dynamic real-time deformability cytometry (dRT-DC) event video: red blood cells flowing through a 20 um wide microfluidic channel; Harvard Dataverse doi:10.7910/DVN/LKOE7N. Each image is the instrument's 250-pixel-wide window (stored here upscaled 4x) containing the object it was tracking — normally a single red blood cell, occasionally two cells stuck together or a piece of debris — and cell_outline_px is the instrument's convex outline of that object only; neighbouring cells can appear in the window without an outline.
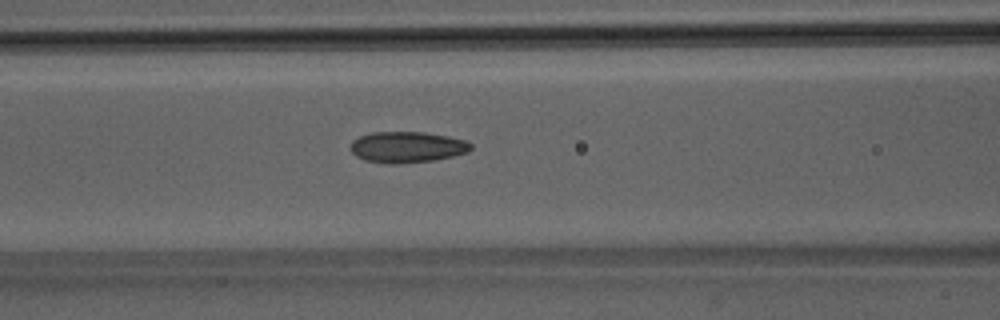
{"species": "Egyptian fruit bat (a non-hibernating species)", "species_latin": "Rousettus aegyptiacus", "temperature_condition": "room temperature", "stored_images_in_passage": 45, "camera_frame_rate_fps": 3000, "um_per_image_px": 0.085, "animal": {"sex": "male"}, "frame": {"image": 1, "passage_image": 16, "time_ms": 5.0, "image_size_px": [1000, 320], "cell_outline_px": [[472, 148], [468, 152], [452, 156], [432, 160], [396, 164], [388, 164], [364, 160], [356, 156], [352, 152], [352, 140], [360, 136], [372, 132], [424, 132], [448, 136], [464, 140], [472, 144]], "centroid_in_image_um": [34.6, 12.5], "position_along_channel_um": 132.0, "area_um2": 21.68}}
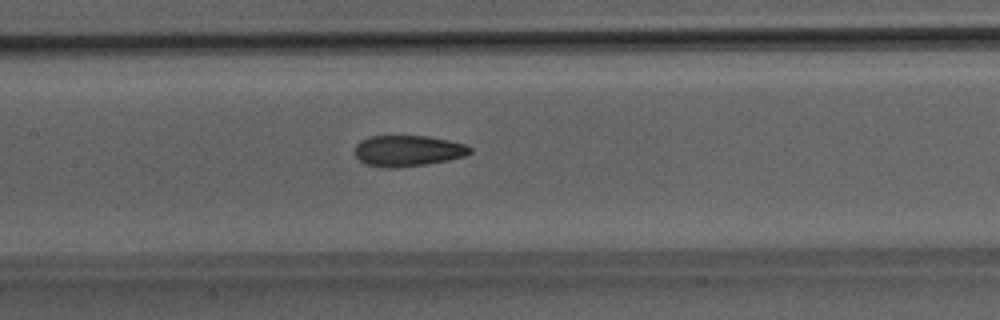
{"frame": {"image": 2, "passage_image": 19, "time_ms": 6.0, "image_size_px": [1000, 320], "cell_outline_px": [[472, 152], [464, 156], [448, 160], [424, 164], [396, 168], [384, 168], [364, 164], [356, 156], [356, 144], [360, 140], [368, 136], [428, 136], [448, 140], [464, 144], [472, 148]], "centroid_in_image_um": [34.65, 12.82], "position_along_channel_um": 172.8, "area_um2": 20.81}}
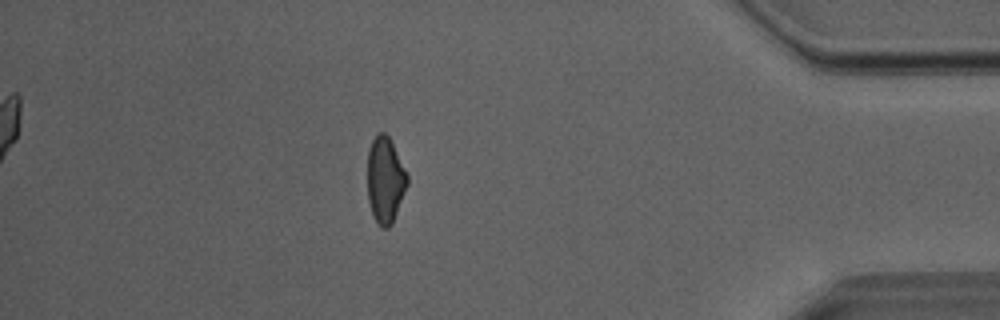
{"frame": {"image": 3, "passage_image": 39, "time_ms": 12.667, "image_size_px": [1000, 320], "cell_outline_px": [[408, 184], [392, 224], [388, 228], [384, 228], [372, 216], [368, 200], [368, 148], [376, 132], [384, 132], [388, 136], [408, 176]], "centroid_in_image_um": [32.73, 15.29], "position_along_channel_um": 402.5, "area_um2": 19.83}, "authors_computed_cell_mechanics": {"area_um2": 20.9236, "velocity_mm_per_s": 4.0734, "shape_relaxation_time_tau1_ms": null, "shape_relaxation_time_tau2_ms": 2.1678, "deformation_change_tau1": null, "deformation_change_tau2": 0.0846}}